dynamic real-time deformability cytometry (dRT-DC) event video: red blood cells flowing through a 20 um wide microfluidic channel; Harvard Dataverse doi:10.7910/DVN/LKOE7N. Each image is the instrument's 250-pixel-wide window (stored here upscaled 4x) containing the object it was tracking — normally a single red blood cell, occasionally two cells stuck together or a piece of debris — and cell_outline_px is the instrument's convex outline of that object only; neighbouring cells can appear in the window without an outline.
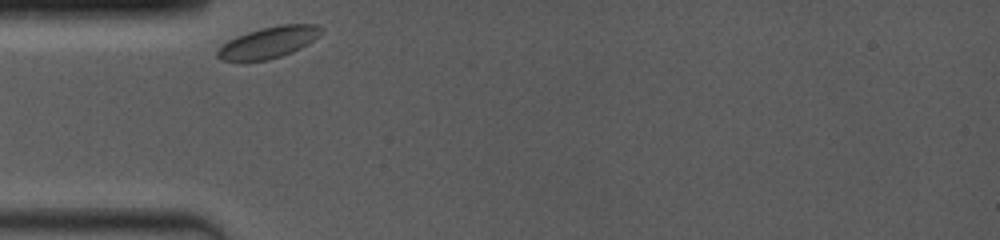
{"species": "common noctule bat (a hibernating species)", "species_latin": "Nyctalus noctula", "temperature_condition": "room temperature", "stored_images_in_passage": 3, "camera_frame_rate_fps": 4000, "um_per_image_px": 0.085, "animal": {"sex": "female", "body_mass_g": 19.0, "forearm_length_mm": 53.3}, "frame": {"image": 1, "passage_image": 1, "time_ms": 0.0, "image_size_px": [1000, 240], "cell_outline_px": [[324, 28], [312, 40], [300, 48], [292, 52], [268, 60], [220, 60], [216, 56], [216, 52], [228, 40], [236, 36], [260, 28], [280, 24], [316, 24]], "centroid_in_image_um": [22.81, 3.59], "position_along_channel_um": 62.2, "area_um2": 18.61}}